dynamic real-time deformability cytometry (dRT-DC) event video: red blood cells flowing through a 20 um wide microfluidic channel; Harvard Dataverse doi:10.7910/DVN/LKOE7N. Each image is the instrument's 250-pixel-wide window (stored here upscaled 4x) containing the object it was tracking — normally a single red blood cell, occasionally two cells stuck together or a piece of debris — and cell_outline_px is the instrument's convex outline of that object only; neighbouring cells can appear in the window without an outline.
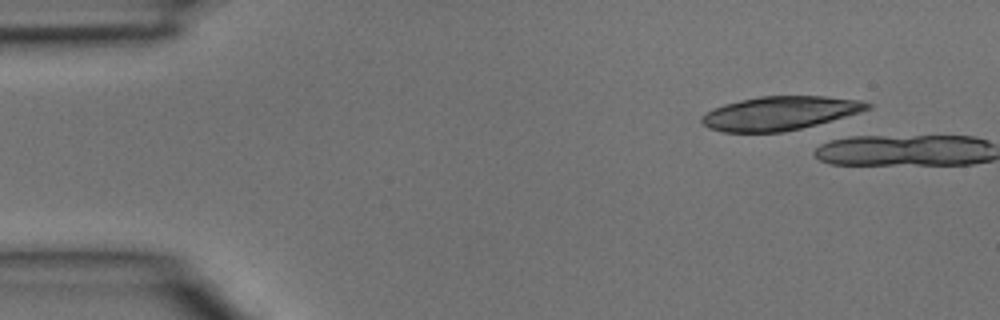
{"species": "common noctule bat (a hibernating species)", "species_latin": "Nyctalus noctula", "temperature_condition": "room temperature", "stored_images_in_passage": 3, "camera_frame_rate_fps": 3000, "um_per_image_px": 0.085, "animal": {"sex": "male", "body_mass_g": 15.6}, "frame": {"image": 1, "passage_image": 1, "time_ms": 0.0, "image_size_px": [1000, 320], "cell_outline_px": [[872, 108], [860, 112], [816, 124], [784, 132], [724, 132], [708, 128], [700, 120], [700, 116], [724, 104], [740, 100], [760, 96], [824, 96], [864, 100], [872, 104]], "centroid_in_image_um": [66.3, 9.61], "position_along_channel_um": 18.7, "area_um2": 32.43}}